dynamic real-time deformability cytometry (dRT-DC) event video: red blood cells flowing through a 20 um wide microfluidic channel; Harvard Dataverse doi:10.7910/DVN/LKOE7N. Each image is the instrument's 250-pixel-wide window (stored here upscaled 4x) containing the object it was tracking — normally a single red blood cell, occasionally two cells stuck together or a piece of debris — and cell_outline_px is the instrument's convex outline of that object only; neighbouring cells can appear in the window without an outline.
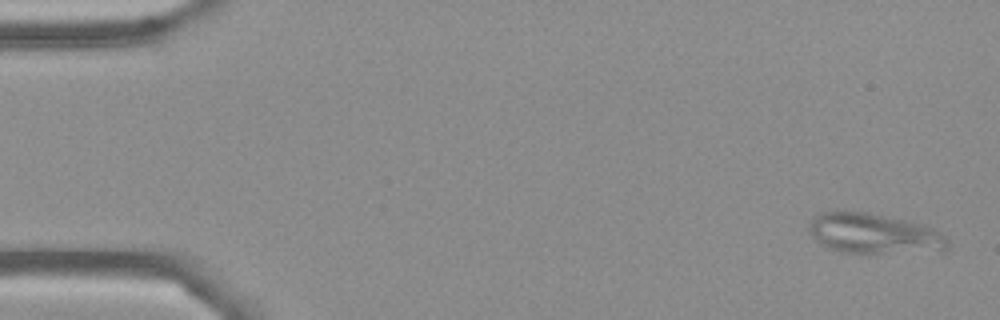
{"species": "Egyptian fruit bat (a non-hibernating species)", "species_latin": "Rousettus aegyptiacus", "temperature_condition": "cold", "stored_images_in_passage": 4, "camera_frame_rate_fps": 3000, "um_per_image_px": 0.085, "frame": {"image": 1, "passage_image": 1, "time_ms": 0.0, "image_size_px": [1000, 320], "cell_outline_px": [[948, 248], [944, 252], [840, 252], [828, 248], [816, 240], [812, 236], [808, 228], [808, 224], [812, 216], [820, 212], [868, 212], [904, 220], [932, 228], [944, 236], [948, 240]], "centroid_in_image_um": [74.26, 19.86], "position_along_channel_um": 10.7, "area_um2": 32.25}}